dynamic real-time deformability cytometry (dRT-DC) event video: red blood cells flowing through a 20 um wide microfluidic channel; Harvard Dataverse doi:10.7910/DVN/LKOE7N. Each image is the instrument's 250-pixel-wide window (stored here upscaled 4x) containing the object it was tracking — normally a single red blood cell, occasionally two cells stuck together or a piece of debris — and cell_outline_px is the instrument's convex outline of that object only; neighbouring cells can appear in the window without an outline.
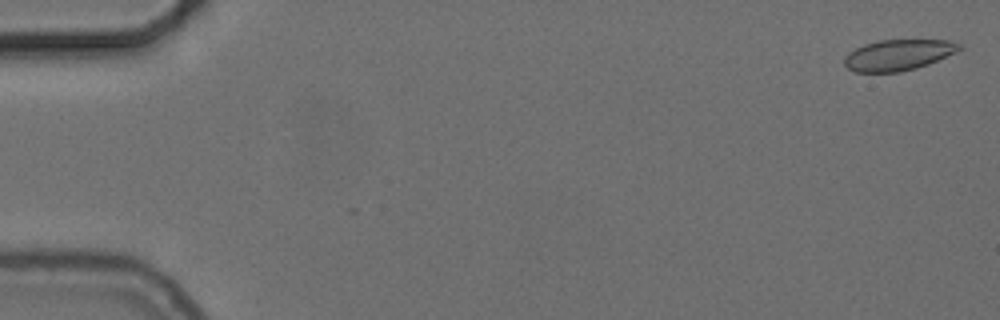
{"species": "common noctule bat (a hibernating species)", "species_latin": "Nyctalus noctula", "temperature_condition": "cold", "stored_images_in_passage": 4, "camera_frame_rate_fps": 3000, "um_per_image_px": 0.085, "animal": {"sex": "female", "body_mass_g": 24.6, "forearm_length_mm": 56.2}, "frame": {"image": 1, "passage_image": 2, "time_ms": 0.333, "image_size_px": [1000, 320], "cell_outline_px": [[964, 48], [956, 52], [928, 64], [916, 68], [900, 72], [856, 72], [848, 68], [844, 64], [844, 56], [848, 52], [864, 44], [880, 40], [948, 40], [964, 44]], "centroid_in_image_um": [76.37, 4.66], "position_along_channel_um": 8.6, "area_um2": 20.81}}